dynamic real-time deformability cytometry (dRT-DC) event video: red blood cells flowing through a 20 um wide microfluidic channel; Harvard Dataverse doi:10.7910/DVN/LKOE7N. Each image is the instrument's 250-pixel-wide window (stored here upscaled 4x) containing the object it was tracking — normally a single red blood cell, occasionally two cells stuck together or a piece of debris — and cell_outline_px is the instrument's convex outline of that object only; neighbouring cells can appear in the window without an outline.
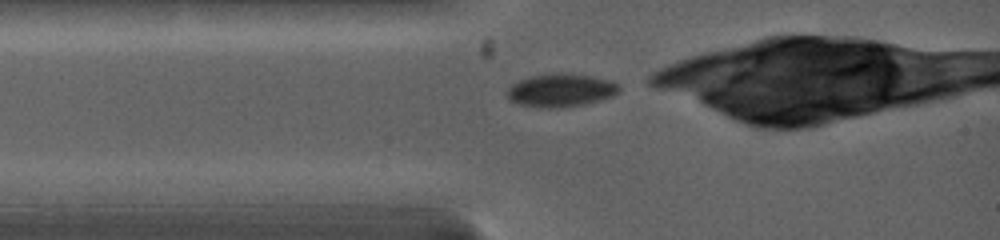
{"species": "common noctule bat (a hibernating species)", "species_latin": "Nyctalus noctula", "temperature_condition": "warm", "stored_images_in_passage": 29, "camera_frame_rate_fps": 5000, "um_per_image_px": 0.085, "animal": {"sex": "female", "body_mass_g": 19.0, "forearm_length_mm": 53.3}, "frame": {"image": 1, "passage_image": 1, "time_ms": 0.0, "image_size_px": [1000, 240], "cell_outline_px": [[620, 88], [612, 96], [600, 100], [584, 104], [560, 108], [536, 108], [520, 104], [508, 100], [504, 96], [504, 92], [512, 84], [528, 76], [552, 72], [568, 72], [592, 76], [612, 80], [620, 84]], "centroid_in_image_um": [47.62, 7.66], "position_along_channel_um": 37.4, "area_um2": 22.31}}
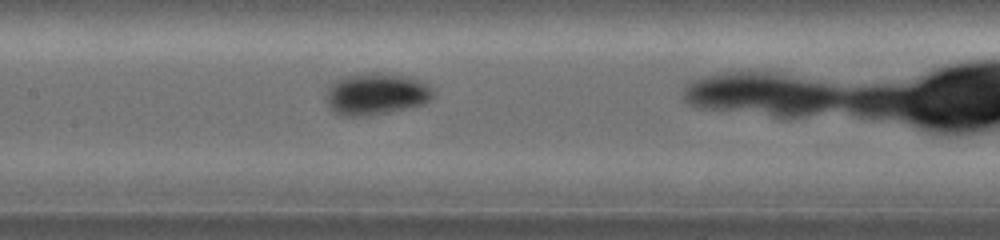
{"frame": {"image": 2, "passage_image": 12, "time_ms": 3.4, "image_size_px": [1000, 240], "cell_outline_px": [[432, 96], [424, 104], [388, 112], [368, 116], [340, 116], [332, 112], [324, 100], [328, 88], [336, 80], [344, 76], [364, 72], [384, 72], [412, 76], [428, 84], [432, 88]], "centroid_in_image_um": [31.93, 7.97], "position_along_channel_um": 175.5, "area_um2": 26.65}}
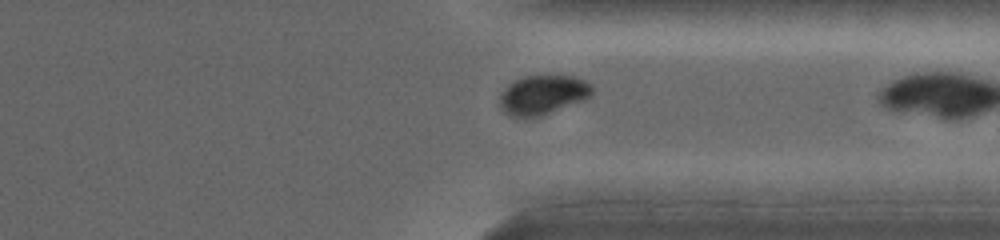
{"frame": {"image": 3, "passage_image": 28, "time_ms": 8.0, "image_size_px": [1000, 240], "cell_outline_px": [[592, 96], [584, 100], [540, 116], [508, 116], [500, 108], [500, 92], [508, 84], [524, 76], [576, 76], [592, 84]], "centroid_in_image_um": [46.14, 8.05], "position_along_channel_um": 365.3, "area_um2": 21.15}}